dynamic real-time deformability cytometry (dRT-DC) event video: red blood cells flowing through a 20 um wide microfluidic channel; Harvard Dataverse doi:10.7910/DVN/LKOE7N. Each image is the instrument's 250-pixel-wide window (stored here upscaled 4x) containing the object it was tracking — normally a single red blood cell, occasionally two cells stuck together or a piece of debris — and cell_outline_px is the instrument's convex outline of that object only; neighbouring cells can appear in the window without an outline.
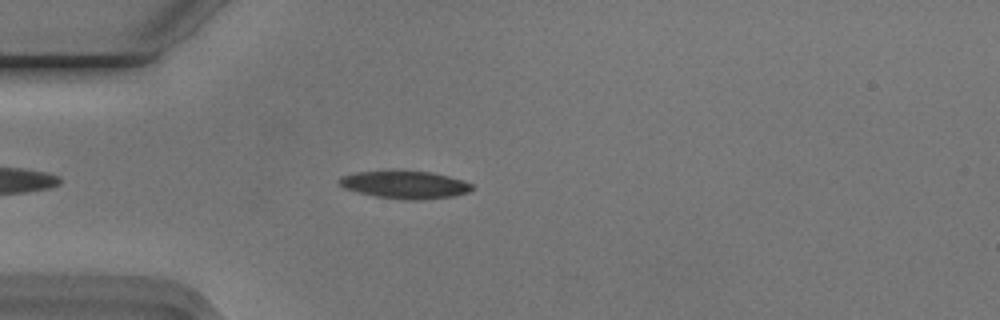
{"species": "Egyptian fruit bat (a non-hibernating species)", "species_latin": "Rousettus aegyptiacus", "temperature_condition": "cold", "stored_images_in_passage": 4, "camera_frame_rate_fps": 3000, "um_per_image_px": 0.085, "animal": {"sex": "male"}, "frame": {"image": 1, "passage_image": 4, "time_ms": 1.0, "image_size_px": [1000, 320], "cell_outline_px": [[472, 188], [468, 192], [452, 196], [420, 200], [408, 200], [376, 196], [344, 188], [336, 180], [340, 176], [356, 172], [392, 168], [432, 172], [448, 176], [472, 184]], "centroid_in_image_um": [34.35, 15.65], "position_along_channel_um": 50.7, "area_um2": 21.91}}